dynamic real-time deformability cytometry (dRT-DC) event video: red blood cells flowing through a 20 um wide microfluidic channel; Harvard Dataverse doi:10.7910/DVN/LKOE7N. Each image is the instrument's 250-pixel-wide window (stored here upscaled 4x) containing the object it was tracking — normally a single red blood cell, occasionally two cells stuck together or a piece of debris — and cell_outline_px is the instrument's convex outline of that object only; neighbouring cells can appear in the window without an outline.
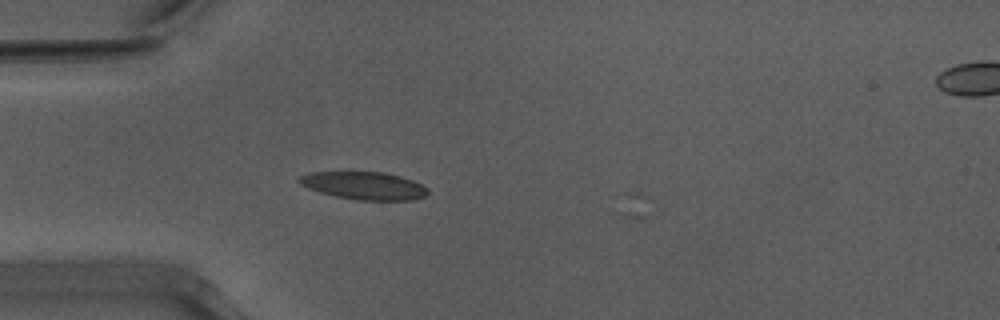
{"species": "Egyptian fruit bat (a non-hibernating species)", "species_latin": "Rousettus aegyptiacus", "temperature_condition": "warm", "stored_images_in_passage": 39, "camera_frame_rate_fps": 3000, "um_per_image_px": 0.085, "animal": {"sex": "male"}, "frame": {"image": 1, "passage_image": 1, "time_ms": 0.0, "image_size_px": [1000, 320], "cell_outline_px": [[428, 192], [424, 196], [412, 200], [356, 200], [336, 196], [320, 192], [308, 188], [300, 184], [296, 180], [304, 172], [384, 172], [400, 176], [412, 180], [428, 188]], "centroid_in_image_um": [30.91, 15.77], "position_along_channel_um": 54.1, "area_um2": 20.81}}
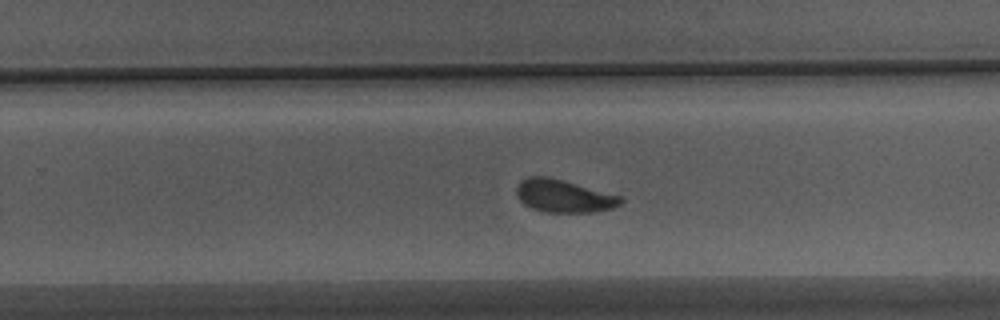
{"frame": {"image": 2, "passage_image": 19, "time_ms": 6.0, "image_size_px": [1000, 320], "cell_outline_px": [[624, 200], [620, 204], [612, 208], [592, 212], [544, 212], [532, 208], [524, 204], [516, 196], [516, 188], [520, 180], [528, 176], [548, 176], [564, 180], [624, 196]], "centroid_in_image_um": [47.92, 16.65], "position_along_channel_um": 281.9, "area_um2": 20.17}}
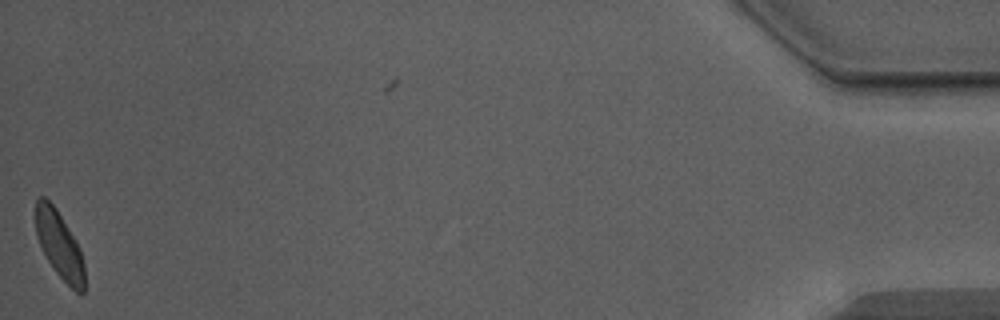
{"frame": {"image": 3, "passage_image": 38, "time_ms": 12.333, "image_size_px": [1000, 320], "cell_outline_px": [[84, 292], [76, 292], [56, 272], [48, 260], [36, 236], [36, 200], [40, 196], [44, 196], [56, 208], [76, 240], [80, 248], [84, 264]], "centroid_in_image_um": [5.05, 20.79], "position_along_channel_um": 430.1, "area_um2": 18.79}, "authors_computed_cell_mechanics": {"area_um2": 20.1722, "velocity_mm_per_s": 3.9332, "shape_relaxation_time_tau1_ms": 2.3821, "shape_relaxation_time_tau2_ms": 1.5982, "deformation_change_tau1": 0.1384, "deformation_change_tau2": 0.0897}}